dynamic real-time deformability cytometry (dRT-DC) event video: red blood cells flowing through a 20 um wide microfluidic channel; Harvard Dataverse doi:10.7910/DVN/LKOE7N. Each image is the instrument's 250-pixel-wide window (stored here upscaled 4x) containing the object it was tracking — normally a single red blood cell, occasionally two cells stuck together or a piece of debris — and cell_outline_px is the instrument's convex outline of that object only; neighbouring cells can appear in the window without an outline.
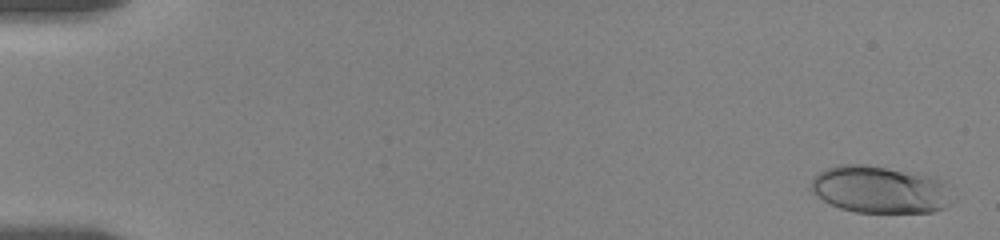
{"species": "human", "species_latin": "Homo sapiens", "temperature_condition": "room temperature", "stored_images_in_passage": 10, "camera_frame_rate_fps": 3000, "um_per_image_px": 0.085, "donor": {"sex": "female"}, "frame": {"image": 1, "passage_image": 1, "time_ms": 0.0, "image_size_px": [1000, 240], "cell_outline_px": [[956, 200], [944, 208], [932, 212], [856, 212], [840, 208], [824, 200], [812, 192], [812, 180], [820, 172], [828, 168], [840, 164], [864, 164], [936, 176]], "centroid_in_image_um": [74.84, 16.11], "position_along_channel_um": 10.2, "area_um2": 38.73}}
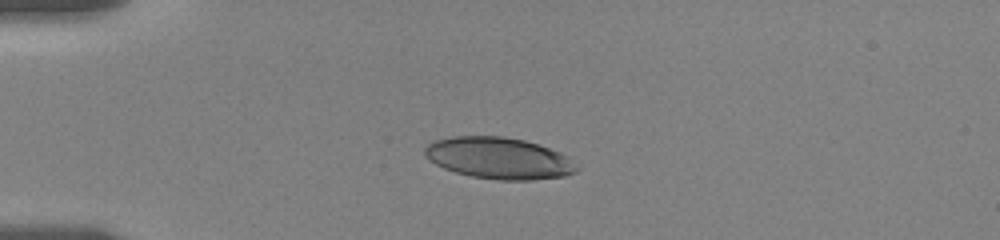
{"frame": {"image": 2, "passage_image": 8, "time_ms": 4.333, "image_size_px": [1000, 240], "cell_outline_px": [[580, 168], [576, 172], [564, 176], [532, 180], [500, 180], [472, 176], [456, 172], [444, 168], [436, 164], [424, 152], [424, 148], [428, 144], [436, 140], [452, 136], [504, 136], [524, 140], [560, 152], [568, 156]], "centroid_in_image_um": [42.44, 13.44], "position_along_channel_um": 42.6, "area_um2": 36.59}}